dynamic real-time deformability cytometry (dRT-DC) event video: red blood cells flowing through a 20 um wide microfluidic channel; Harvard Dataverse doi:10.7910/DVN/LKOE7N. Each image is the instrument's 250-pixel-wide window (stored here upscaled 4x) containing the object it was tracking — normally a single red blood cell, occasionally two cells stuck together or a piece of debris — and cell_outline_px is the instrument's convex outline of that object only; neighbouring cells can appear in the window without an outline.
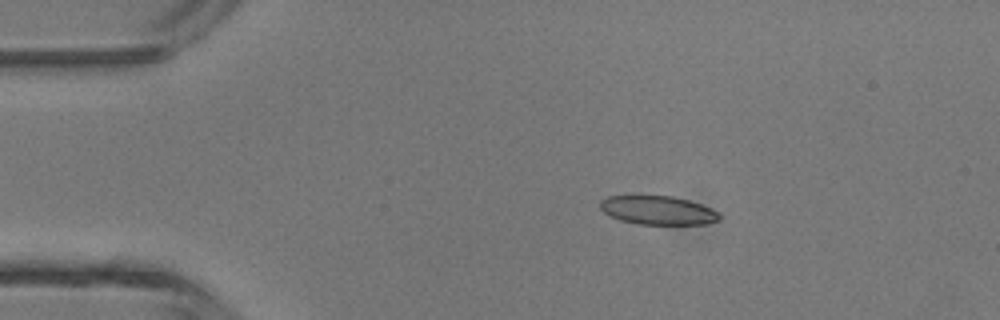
{"species": "common noctule bat (a hibernating species)", "species_latin": "Nyctalus noctula", "temperature_condition": "room temperature", "stored_images_in_passage": 5, "camera_frame_rate_fps": 3000, "um_per_image_px": 0.085, "animal": {"sex": "male", "body_mass_g": 13.3}, "frame": {"image": 1, "passage_image": 3, "time_ms": 0.667, "image_size_px": [1000, 320], "cell_outline_px": [[720, 220], [708, 224], [636, 224], [620, 220], [604, 212], [600, 208], [600, 200], [608, 196], [632, 192], [640, 192], [672, 196], [688, 200], [712, 208], [720, 216]], "centroid_in_image_um": [55.84, 17.81], "position_along_channel_um": 29.2, "area_um2": 20.92}}
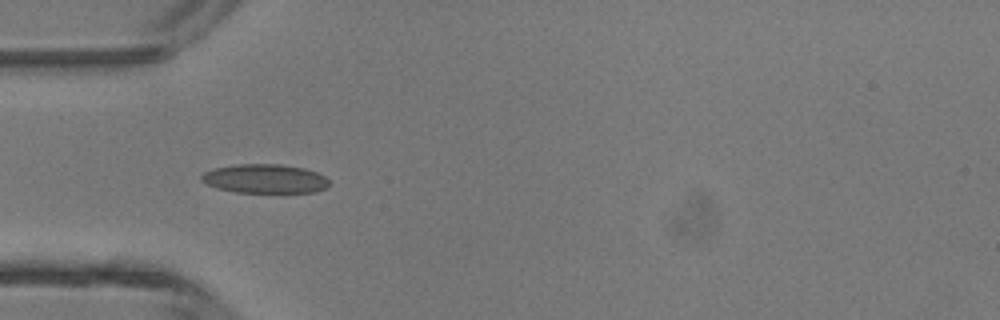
{"frame": {"image": 2, "passage_image": 4, "time_ms": 1.0, "image_size_px": [1000, 320], "cell_outline_px": [[328, 188], [316, 192], [236, 192], [216, 188], [200, 180], [200, 176], [204, 172], [212, 168], [236, 164], [284, 164], [304, 168], [316, 172], [324, 176], [328, 180]], "centroid_in_image_um": [22.5, 15.18], "position_along_channel_um": 62.5, "area_um2": 21.73}}
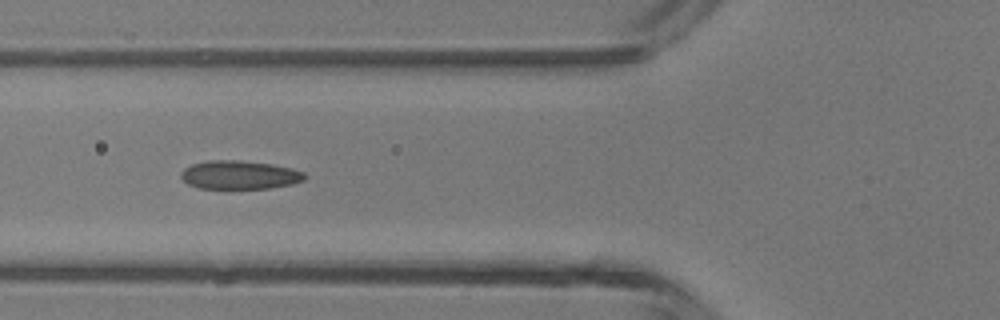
{"frame": {"image": 3, "passage_image": 5, "time_ms": 1.333, "image_size_px": [1000, 320], "cell_outline_px": [[308, 176], [304, 180], [292, 184], [268, 188], [228, 192], [200, 188], [188, 184], [180, 176], [180, 172], [184, 168], [192, 164], [208, 160], [236, 160], [272, 164], [292, 168], [304, 172]], "centroid_in_image_um": [20.34, 14.91], "position_along_channel_um": 105.5, "area_um2": 21.56}}